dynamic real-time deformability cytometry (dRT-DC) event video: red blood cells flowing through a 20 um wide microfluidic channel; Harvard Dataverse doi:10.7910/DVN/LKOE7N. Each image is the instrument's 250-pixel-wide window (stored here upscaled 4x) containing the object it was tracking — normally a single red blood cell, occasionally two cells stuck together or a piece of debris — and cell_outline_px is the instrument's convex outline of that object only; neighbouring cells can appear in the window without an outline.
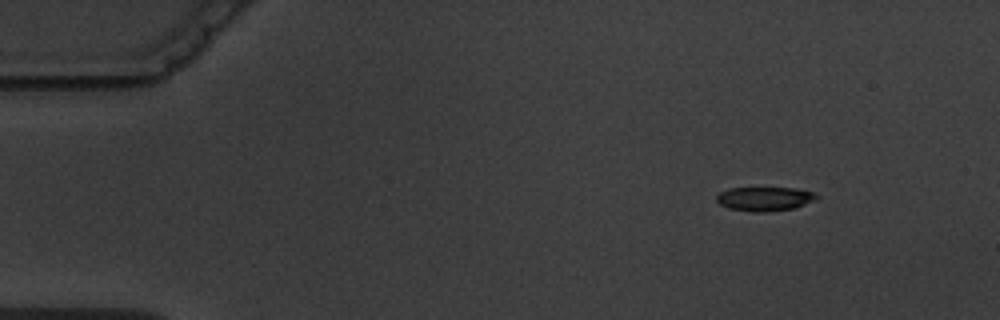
{"species": "common noctule bat (a hibernating species)", "species_latin": "Nyctalus noctula", "temperature_condition": "warm", "stored_images_in_passage": 5, "segment_of_instrument_passage": [1, 2], "camera_frame_rate_fps": 3000, "um_per_image_px": 0.085, "animal": {"sex": "male", "body_mass_g": 19.5, "forearm_length_mm": 54.6}, "frame": {"image": 1, "passage_image": 1, "time_ms": 0.0, "image_size_px": [1000, 320], "cell_outline_px": [[820, 196], [816, 200], [796, 208], [760, 212], [752, 212], [728, 208], [720, 204], [716, 200], [716, 196], [720, 192], [728, 188], [796, 188], [816, 192]], "centroid_in_image_um": [65.04, 16.89], "position_along_channel_um": 20.0, "area_um2": 14.22}}